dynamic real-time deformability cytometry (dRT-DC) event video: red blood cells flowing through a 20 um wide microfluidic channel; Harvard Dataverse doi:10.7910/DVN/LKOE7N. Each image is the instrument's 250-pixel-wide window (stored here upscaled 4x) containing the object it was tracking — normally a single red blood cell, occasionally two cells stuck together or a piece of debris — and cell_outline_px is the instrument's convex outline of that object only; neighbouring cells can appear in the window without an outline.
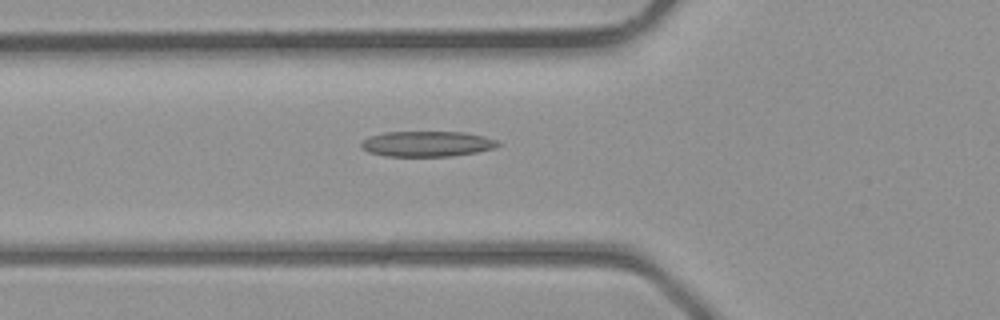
{"species": "common noctule bat (a hibernating species)", "species_latin": "Nyctalus noctula", "temperature_condition": "room temperature", "stored_images_in_passage": 30, "camera_frame_rate_fps": 3000, "um_per_image_px": 0.085, "animal": {"sex": "male", "body_mass_g": 23.1, "forearm_length_mm": 52.7}, "frame": {"image": 1, "passage_image": 7, "time_ms": 2.0, "image_size_px": [1000, 320], "cell_outline_px": [[500, 144], [492, 148], [476, 152], [452, 156], [388, 156], [368, 152], [360, 144], [368, 136], [384, 132], [464, 132], [484, 136], [496, 140]], "centroid_in_image_um": [36.28, 12.22], "position_along_channel_um": 89.5, "area_um2": 20.11}}
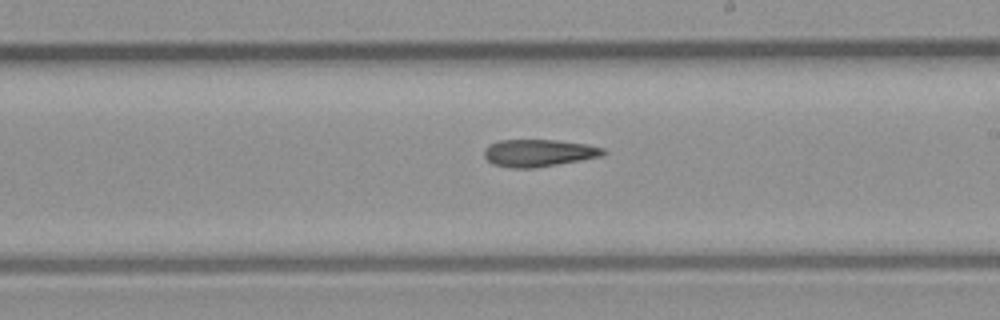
{"frame": {"image": 2, "passage_image": 16, "time_ms": 5.0, "image_size_px": [1000, 320], "cell_outline_px": [[608, 152], [600, 156], [580, 160], [536, 168], [508, 168], [492, 164], [484, 156], [484, 148], [500, 140], [556, 140], [588, 144], [604, 148]], "centroid_in_image_um": [45.79, 13.0], "position_along_channel_um": 243.2, "area_um2": 18.96}}
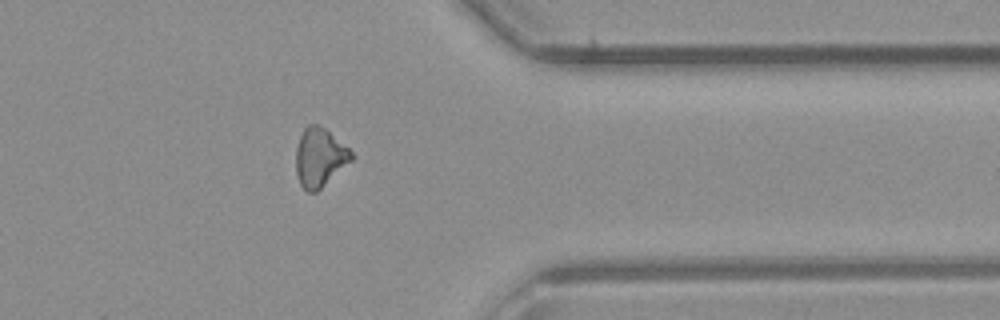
{"frame": {"image": 3, "passage_image": 25, "time_ms": 8.0, "image_size_px": [1000, 320], "cell_outline_px": [[356, 156], [352, 160], [316, 192], [308, 192], [300, 184], [296, 176], [296, 148], [300, 136], [304, 128], [308, 124], [316, 124], [324, 128], [348, 148]], "centroid_in_image_um": [27.16, 13.38], "position_along_channel_um": 384.2, "area_um2": 18.79}}